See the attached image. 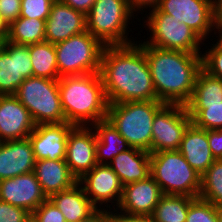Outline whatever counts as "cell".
Segmentation results:
<instances>
[{"instance_id": "27", "label": "cell", "mask_w": 222, "mask_h": 222, "mask_svg": "<svg viewBox=\"0 0 222 222\" xmlns=\"http://www.w3.org/2000/svg\"><path fill=\"white\" fill-rule=\"evenodd\" d=\"M33 76L59 80L57 57L54 44L41 42L28 45Z\"/></svg>"}, {"instance_id": "48", "label": "cell", "mask_w": 222, "mask_h": 222, "mask_svg": "<svg viewBox=\"0 0 222 222\" xmlns=\"http://www.w3.org/2000/svg\"><path fill=\"white\" fill-rule=\"evenodd\" d=\"M26 222H35V221H34L33 218L31 217V218H29Z\"/></svg>"}, {"instance_id": "8", "label": "cell", "mask_w": 222, "mask_h": 222, "mask_svg": "<svg viewBox=\"0 0 222 222\" xmlns=\"http://www.w3.org/2000/svg\"><path fill=\"white\" fill-rule=\"evenodd\" d=\"M54 46L60 78L100 71L105 46L87 30Z\"/></svg>"}, {"instance_id": "29", "label": "cell", "mask_w": 222, "mask_h": 222, "mask_svg": "<svg viewBox=\"0 0 222 222\" xmlns=\"http://www.w3.org/2000/svg\"><path fill=\"white\" fill-rule=\"evenodd\" d=\"M194 197L164 194L154 208L156 222H185L188 208Z\"/></svg>"}, {"instance_id": "19", "label": "cell", "mask_w": 222, "mask_h": 222, "mask_svg": "<svg viewBox=\"0 0 222 222\" xmlns=\"http://www.w3.org/2000/svg\"><path fill=\"white\" fill-rule=\"evenodd\" d=\"M159 184L148 176L123 187L122 196L116 209L131 215H152L163 196Z\"/></svg>"}, {"instance_id": "2", "label": "cell", "mask_w": 222, "mask_h": 222, "mask_svg": "<svg viewBox=\"0 0 222 222\" xmlns=\"http://www.w3.org/2000/svg\"><path fill=\"white\" fill-rule=\"evenodd\" d=\"M157 99L185 106L202 70V54L164 50L143 44Z\"/></svg>"}, {"instance_id": "37", "label": "cell", "mask_w": 222, "mask_h": 222, "mask_svg": "<svg viewBox=\"0 0 222 222\" xmlns=\"http://www.w3.org/2000/svg\"><path fill=\"white\" fill-rule=\"evenodd\" d=\"M0 13L3 19L10 25L20 17L21 0H0Z\"/></svg>"}, {"instance_id": "23", "label": "cell", "mask_w": 222, "mask_h": 222, "mask_svg": "<svg viewBox=\"0 0 222 222\" xmlns=\"http://www.w3.org/2000/svg\"><path fill=\"white\" fill-rule=\"evenodd\" d=\"M49 199L63 213L66 222L87 220L99 210L79 183L68 190L54 193Z\"/></svg>"}, {"instance_id": "1", "label": "cell", "mask_w": 222, "mask_h": 222, "mask_svg": "<svg viewBox=\"0 0 222 222\" xmlns=\"http://www.w3.org/2000/svg\"><path fill=\"white\" fill-rule=\"evenodd\" d=\"M99 73L109 104L159 101L141 43L105 46Z\"/></svg>"}, {"instance_id": "38", "label": "cell", "mask_w": 222, "mask_h": 222, "mask_svg": "<svg viewBox=\"0 0 222 222\" xmlns=\"http://www.w3.org/2000/svg\"><path fill=\"white\" fill-rule=\"evenodd\" d=\"M106 214L112 222H156L152 215H131L121 211L114 214V212H110V209L106 210Z\"/></svg>"}, {"instance_id": "13", "label": "cell", "mask_w": 222, "mask_h": 222, "mask_svg": "<svg viewBox=\"0 0 222 222\" xmlns=\"http://www.w3.org/2000/svg\"><path fill=\"white\" fill-rule=\"evenodd\" d=\"M32 76L28 45L7 41L0 53V95H14L24 79Z\"/></svg>"}, {"instance_id": "41", "label": "cell", "mask_w": 222, "mask_h": 222, "mask_svg": "<svg viewBox=\"0 0 222 222\" xmlns=\"http://www.w3.org/2000/svg\"><path fill=\"white\" fill-rule=\"evenodd\" d=\"M131 11L134 13L138 10L143 11V8L146 9L150 7V9H156L159 5L160 0H127ZM149 6V7H148ZM142 8V10H141Z\"/></svg>"}, {"instance_id": "30", "label": "cell", "mask_w": 222, "mask_h": 222, "mask_svg": "<svg viewBox=\"0 0 222 222\" xmlns=\"http://www.w3.org/2000/svg\"><path fill=\"white\" fill-rule=\"evenodd\" d=\"M199 198L222 206V159L215 160L201 176Z\"/></svg>"}, {"instance_id": "44", "label": "cell", "mask_w": 222, "mask_h": 222, "mask_svg": "<svg viewBox=\"0 0 222 222\" xmlns=\"http://www.w3.org/2000/svg\"><path fill=\"white\" fill-rule=\"evenodd\" d=\"M9 24L3 19L0 13V36H8Z\"/></svg>"}, {"instance_id": "14", "label": "cell", "mask_w": 222, "mask_h": 222, "mask_svg": "<svg viewBox=\"0 0 222 222\" xmlns=\"http://www.w3.org/2000/svg\"><path fill=\"white\" fill-rule=\"evenodd\" d=\"M78 183L83 187L91 202L100 210H104V207L101 208L103 203L109 208L108 203L111 200L117 201L116 206H118L124 187L118 175L108 164H97L79 179Z\"/></svg>"}, {"instance_id": "46", "label": "cell", "mask_w": 222, "mask_h": 222, "mask_svg": "<svg viewBox=\"0 0 222 222\" xmlns=\"http://www.w3.org/2000/svg\"><path fill=\"white\" fill-rule=\"evenodd\" d=\"M218 222H222V206L217 207Z\"/></svg>"}, {"instance_id": "45", "label": "cell", "mask_w": 222, "mask_h": 222, "mask_svg": "<svg viewBox=\"0 0 222 222\" xmlns=\"http://www.w3.org/2000/svg\"><path fill=\"white\" fill-rule=\"evenodd\" d=\"M8 36H0V53L5 49L6 43L8 41Z\"/></svg>"}, {"instance_id": "9", "label": "cell", "mask_w": 222, "mask_h": 222, "mask_svg": "<svg viewBox=\"0 0 222 222\" xmlns=\"http://www.w3.org/2000/svg\"><path fill=\"white\" fill-rule=\"evenodd\" d=\"M147 28L151 38L141 44H147L164 50H179L191 54H201L200 44L204 41L186 24L163 12H151L147 15Z\"/></svg>"}, {"instance_id": "39", "label": "cell", "mask_w": 222, "mask_h": 222, "mask_svg": "<svg viewBox=\"0 0 222 222\" xmlns=\"http://www.w3.org/2000/svg\"><path fill=\"white\" fill-rule=\"evenodd\" d=\"M208 142L213 157L222 159V129L208 130Z\"/></svg>"}, {"instance_id": "5", "label": "cell", "mask_w": 222, "mask_h": 222, "mask_svg": "<svg viewBox=\"0 0 222 222\" xmlns=\"http://www.w3.org/2000/svg\"><path fill=\"white\" fill-rule=\"evenodd\" d=\"M150 176L159 184L163 194L199 197L201 175L178 150L151 153Z\"/></svg>"}, {"instance_id": "20", "label": "cell", "mask_w": 222, "mask_h": 222, "mask_svg": "<svg viewBox=\"0 0 222 222\" xmlns=\"http://www.w3.org/2000/svg\"><path fill=\"white\" fill-rule=\"evenodd\" d=\"M35 162L29 137L0 142V181L34 171Z\"/></svg>"}, {"instance_id": "32", "label": "cell", "mask_w": 222, "mask_h": 222, "mask_svg": "<svg viewBox=\"0 0 222 222\" xmlns=\"http://www.w3.org/2000/svg\"><path fill=\"white\" fill-rule=\"evenodd\" d=\"M185 222H218L217 207L199 197L195 198L189 205Z\"/></svg>"}, {"instance_id": "28", "label": "cell", "mask_w": 222, "mask_h": 222, "mask_svg": "<svg viewBox=\"0 0 222 222\" xmlns=\"http://www.w3.org/2000/svg\"><path fill=\"white\" fill-rule=\"evenodd\" d=\"M45 20L19 17L9 25L8 41L19 45H30L45 41Z\"/></svg>"}, {"instance_id": "40", "label": "cell", "mask_w": 222, "mask_h": 222, "mask_svg": "<svg viewBox=\"0 0 222 222\" xmlns=\"http://www.w3.org/2000/svg\"><path fill=\"white\" fill-rule=\"evenodd\" d=\"M64 4L69 5L71 8L87 15L93 6L95 0H60Z\"/></svg>"}, {"instance_id": "42", "label": "cell", "mask_w": 222, "mask_h": 222, "mask_svg": "<svg viewBox=\"0 0 222 222\" xmlns=\"http://www.w3.org/2000/svg\"><path fill=\"white\" fill-rule=\"evenodd\" d=\"M79 222H112V220L106 214V208H105V210L99 209L91 218Z\"/></svg>"}, {"instance_id": "18", "label": "cell", "mask_w": 222, "mask_h": 222, "mask_svg": "<svg viewBox=\"0 0 222 222\" xmlns=\"http://www.w3.org/2000/svg\"><path fill=\"white\" fill-rule=\"evenodd\" d=\"M35 126L29 111L14 95H0V142L28 138Z\"/></svg>"}, {"instance_id": "7", "label": "cell", "mask_w": 222, "mask_h": 222, "mask_svg": "<svg viewBox=\"0 0 222 222\" xmlns=\"http://www.w3.org/2000/svg\"><path fill=\"white\" fill-rule=\"evenodd\" d=\"M132 15L127 0H95L86 15L87 31L104 46L134 43L127 38Z\"/></svg>"}, {"instance_id": "10", "label": "cell", "mask_w": 222, "mask_h": 222, "mask_svg": "<svg viewBox=\"0 0 222 222\" xmlns=\"http://www.w3.org/2000/svg\"><path fill=\"white\" fill-rule=\"evenodd\" d=\"M191 123L186 106L165 104L154 116L151 153L179 150L184 133Z\"/></svg>"}, {"instance_id": "16", "label": "cell", "mask_w": 222, "mask_h": 222, "mask_svg": "<svg viewBox=\"0 0 222 222\" xmlns=\"http://www.w3.org/2000/svg\"><path fill=\"white\" fill-rule=\"evenodd\" d=\"M87 30L86 15L60 0L52 3L45 24V41L56 44Z\"/></svg>"}, {"instance_id": "43", "label": "cell", "mask_w": 222, "mask_h": 222, "mask_svg": "<svg viewBox=\"0 0 222 222\" xmlns=\"http://www.w3.org/2000/svg\"><path fill=\"white\" fill-rule=\"evenodd\" d=\"M213 2V17L216 24L222 23V0H212Z\"/></svg>"}, {"instance_id": "34", "label": "cell", "mask_w": 222, "mask_h": 222, "mask_svg": "<svg viewBox=\"0 0 222 222\" xmlns=\"http://www.w3.org/2000/svg\"><path fill=\"white\" fill-rule=\"evenodd\" d=\"M55 0H21L20 17L45 20L50 14L52 3Z\"/></svg>"}, {"instance_id": "12", "label": "cell", "mask_w": 222, "mask_h": 222, "mask_svg": "<svg viewBox=\"0 0 222 222\" xmlns=\"http://www.w3.org/2000/svg\"><path fill=\"white\" fill-rule=\"evenodd\" d=\"M65 162L77 180L97 165L96 133L92 126H75L70 131L66 143Z\"/></svg>"}, {"instance_id": "31", "label": "cell", "mask_w": 222, "mask_h": 222, "mask_svg": "<svg viewBox=\"0 0 222 222\" xmlns=\"http://www.w3.org/2000/svg\"><path fill=\"white\" fill-rule=\"evenodd\" d=\"M192 123L201 129H222V103L206 105V109H187Z\"/></svg>"}, {"instance_id": "26", "label": "cell", "mask_w": 222, "mask_h": 222, "mask_svg": "<svg viewBox=\"0 0 222 222\" xmlns=\"http://www.w3.org/2000/svg\"><path fill=\"white\" fill-rule=\"evenodd\" d=\"M222 103V79L210 76L203 69L198 73L193 94L186 109H206V105Z\"/></svg>"}, {"instance_id": "15", "label": "cell", "mask_w": 222, "mask_h": 222, "mask_svg": "<svg viewBox=\"0 0 222 222\" xmlns=\"http://www.w3.org/2000/svg\"><path fill=\"white\" fill-rule=\"evenodd\" d=\"M46 199L34 171L0 181V200L31 214Z\"/></svg>"}, {"instance_id": "47", "label": "cell", "mask_w": 222, "mask_h": 222, "mask_svg": "<svg viewBox=\"0 0 222 222\" xmlns=\"http://www.w3.org/2000/svg\"><path fill=\"white\" fill-rule=\"evenodd\" d=\"M218 32H219V41L222 43V25L217 26ZM220 29V30H219Z\"/></svg>"}, {"instance_id": "25", "label": "cell", "mask_w": 222, "mask_h": 222, "mask_svg": "<svg viewBox=\"0 0 222 222\" xmlns=\"http://www.w3.org/2000/svg\"><path fill=\"white\" fill-rule=\"evenodd\" d=\"M92 127L96 133L97 164H109L119 153L131 148L107 119L94 123Z\"/></svg>"}, {"instance_id": "6", "label": "cell", "mask_w": 222, "mask_h": 222, "mask_svg": "<svg viewBox=\"0 0 222 222\" xmlns=\"http://www.w3.org/2000/svg\"><path fill=\"white\" fill-rule=\"evenodd\" d=\"M14 96L29 111L36 125L66 122L61 105L59 80L34 76L26 78Z\"/></svg>"}, {"instance_id": "35", "label": "cell", "mask_w": 222, "mask_h": 222, "mask_svg": "<svg viewBox=\"0 0 222 222\" xmlns=\"http://www.w3.org/2000/svg\"><path fill=\"white\" fill-rule=\"evenodd\" d=\"M35 222H66L63 213L47 198L31 214Z\"/></svg>"}, {"instance_id": "21", "label": "cell", "mask_w": 222, "mask_h": 222, "mask_svg": "<svg viewBox=\"0 0 222 222\" xmlns=\"http://www.w3.org/2000/svg\"><path fill=\"white\" fill-rule=\"evenodd\" d=\"M178 151L201 176L216 160L210 150L208 130L198 128L193 123L186 129Z\"/></svg>"}, {"instance_id": "17", "label": "cell", "mask_w": 222, "mask_h": 222, "mask_svg": "<svg viewBox=\"0 0 222 222\" xmlns=\"http://www.w3.org/2000/svg\"><path fill=\"white\" fill-rule=\"evenodd\" d=\"M74 127L67 122L36 125L29 135L35 159H65L67 138Z\"/></svg>"}, {"instance_id": "36", "label": "cell", "mask_w": 222, "mask_h": 222, "mask_svg": "<svg viewBox=\"0 0 222 222\" xmlns=\"http://www.w3.org/2000/svg\"><path fill=\"white\" fill-rule=\"evenodd\" d=\"M29 218L31 213L26 209L0 200V222H26Z\"/></svg>"}, {"instance_id": "3", "label": "cell", "mask_w": 222, "mask_h": 222, "mask_svg": "<svg viewBox=\"0 0 222 222\" xmlns=\"http://www.w3.org/2000/svg\"><path fill=\"white\" fill-rule=\"evenodd\" d=\"M59 91L67 123L92 126L107 119L109 103L99 72L61 77Z\"/></svg>"}, {"instance_id": "22", "label": "cell", "mask_w": 222, "mask_h": 222, "mask_svg": "<svg viewBox=\"0 0 222 222\" xmlns=\"http://www.w3.org/2000/svg\"><path fill=\"white\" fill-rule=\"evenodd\" d=\"M34 173L47 198L54 193L68 190L78 183L71 174L65 159L36 160Z\"/></svg>"}, {"instance_id": "24", "label": "cell", "mask_w": 222, "mask_h": 222, "mask_svg": "<svg viewBox=\"0 0 222 222\" xmlns=\"http://www.w3.org/2000/svg\"><path fill=\"white\" fill-rule=\"evenodd\" d=\"M118 175L123 186L150 176V153L137 148H130L119 153L108 164Z\"/></svg>"}, {"instance_id": "11", "label": "cell", "mask_w": 222, "mask_h": 222, "mask_svg": "<svg viewBox=\"0 0 222 222\" xmlns=\"http://www.w3.org/2000/svg\"><path fill=\"white\" fill-rule=\"evenodd\" d=\"M150 12H163L173 16L186 24L203 41L218 26L213 17L212 0H160L157 8Z\"/></svg>"}, {"instance_id": "4", "label": "cell", "mask_w": 222, "mask_h": 222, "mask_svg": "<svg viewBox=\"0 0 222 222\" xmlns=\"http://www.w3.org/2000/svg\"><path fill=\"white\" fill-rule=\"evenodd\" d=\"M164 105L161 101L111 103L108 105L107 120L131 148L151 154L154 116Z\"/></svg>"}, {"instance_id": "33", "label": "cell", "mask_w": 222, "mask_h": 222, "mask_svg": "<svg viewBox=\"0 0 222 222\" xmlns=\"http://www.w3.org/2000/svg\"><path fill=\"white\" fill-rule=\"evenodd\" d=\"M202 54V69L210 76L222 79V43L218 40Z\"/></svg>"}]
</instances>
